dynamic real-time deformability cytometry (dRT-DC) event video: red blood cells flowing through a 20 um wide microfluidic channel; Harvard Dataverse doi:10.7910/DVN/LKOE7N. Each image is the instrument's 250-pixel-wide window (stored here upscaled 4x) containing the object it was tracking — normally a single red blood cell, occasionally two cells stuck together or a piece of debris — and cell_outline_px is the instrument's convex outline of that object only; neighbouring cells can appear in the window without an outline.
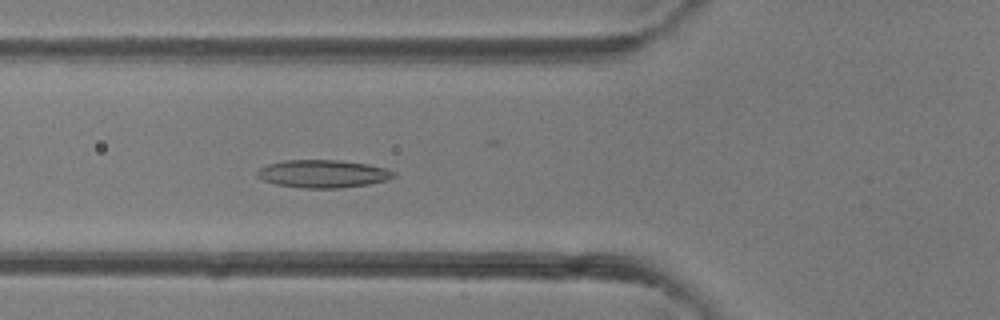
{"species": "common noctule bat (a hibernating species)", "species_latin": "Nyctalus noctula", "temperature_condition": "room temperature", "stored_images_in_passage": 41, "camera_frame_rate_fps": 3000, "um_per_image_px": 0.085, "animal": {"sex": "female"}, "frame": {"image": 1, "passage_image": 15, "time_ms": 4.667, "image_size_px": [1000, 320], "cell_outline_px": [[396, 176], [388, 180], [368, 184], [340, 188], [300, 188], [276, 184], [264, 180], [256, 176], [256, 172], [260, 168], [268, 164], [284, 160], [340, 160], [368, 164], [388, 168], [396, 172]], "centroid_in_image_um": [27.48, 14.77], "position_along_channel_um": 98.3, "area_um2": 22.31}}
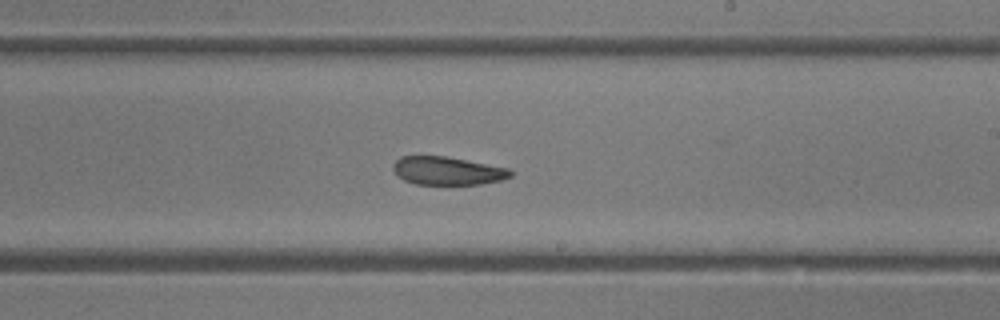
{"frame": {"image": 2, "passage_image": 24, "time_ms": 7.667, "image_size_px": [1000, 320], "cell_outline_px": [[512, 176], [504, 180], [480, 184], [416, 184], [404, 180], [392, 168], [392, 164], [400, 156], [444, 156], [508, 168], [512, 172]], "centroid_in_image_um": [38.04, 14.52], "position_along_channel_um": 251.0, "area_um2": 19.13}}
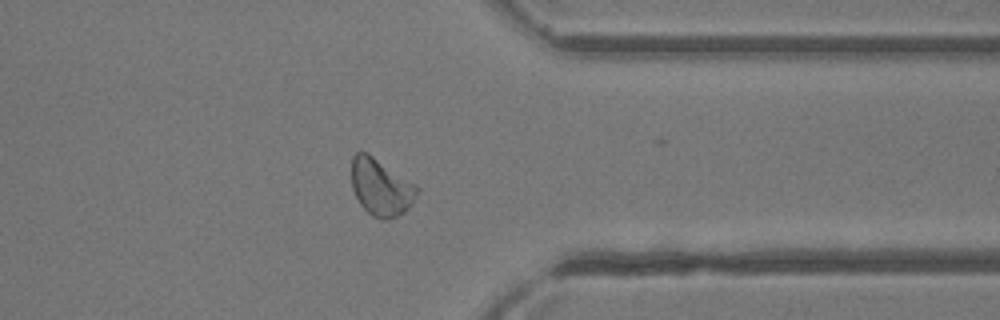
{"frame": {"image": 3, "passage_image": 32, "time_ms": 10.333, "image_size_px": [1000, 320], "cell_outline_px": [[420, 188], [412, 204], [404, 212], [396, 216], [384, 220], [380, 220], [372, 216], [360, 204], [352, 188], [352, 156], [356, 152], [368, 152], [416, 184]], "centroid_in_image_um": [32.39, 15.9], "position_along_channel_um": 379.0, "area_um2": 21.85}}